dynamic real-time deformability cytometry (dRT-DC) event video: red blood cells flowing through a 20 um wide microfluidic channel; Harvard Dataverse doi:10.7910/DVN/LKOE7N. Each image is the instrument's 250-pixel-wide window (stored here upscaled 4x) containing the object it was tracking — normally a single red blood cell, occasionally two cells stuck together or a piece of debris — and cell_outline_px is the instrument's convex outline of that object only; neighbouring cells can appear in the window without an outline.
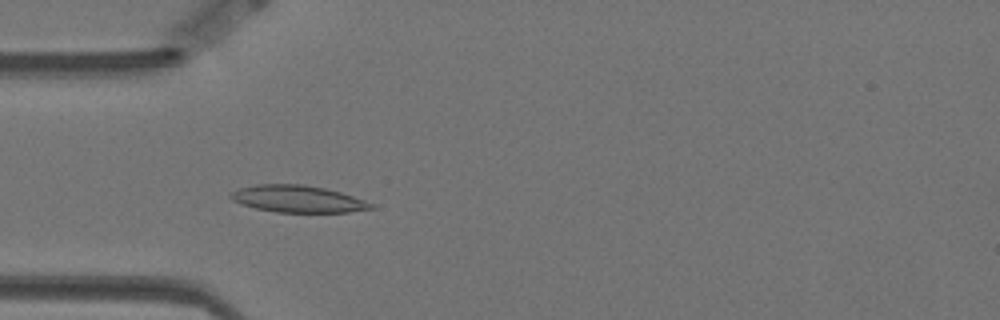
{"species": "Egyptian fruit bat (a non-hibernating species)", "species_latin": "Rousettus aegyptiacus", "temperature_condition": "warm", "stored_images_in_passage": 58, "camera_frame_rate_fps": 3000, "um_per_image_px": 0.085, "animal": {"sex": "female"}, "frame": {"image": 1, "passage_image": 17, "time_ms": 5.333, "image_size_px": [1000, 320], "cell_outline_px": [[376, 208], [348, 212], [276, 212], [256, 208], [240, 204], [232, 200], [228, 196], [232, 192], [240, 188], [256, 184], [304, 184], [324, 188], [340, 192], [376, 204]], "centroid_in_image_um": [25.32, 16.91], "position_along_channel_um": 59.7, "area_um2": 22.08}}
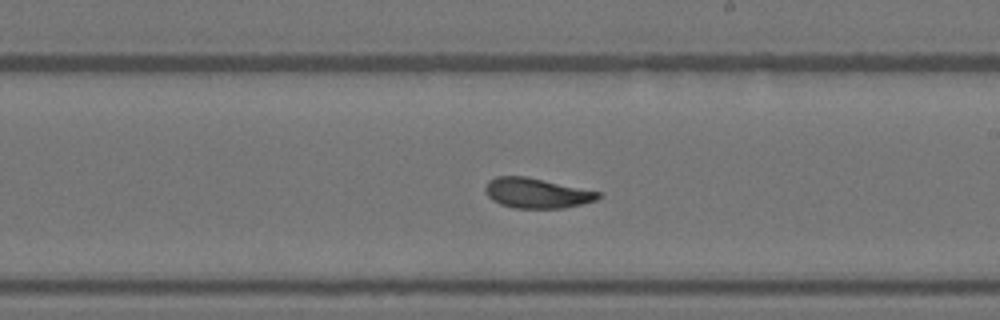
{"frame": {"image": 2, "passage_image": 33, "time_ms": 10.667, "image_size_px": [1000, 320], "cell_outline_px": [[600, 196], [596, 200], [564, 208], [516, 208], [500, 204], [492, 200], [488, 196], [484, 188], [488, 180], [496, 176], [524, 176], [600, 192]], "centroid_in_image_um": [45.57, 16.41], "position_along_channel_um": 243.4, "area_um2": 19.54}}
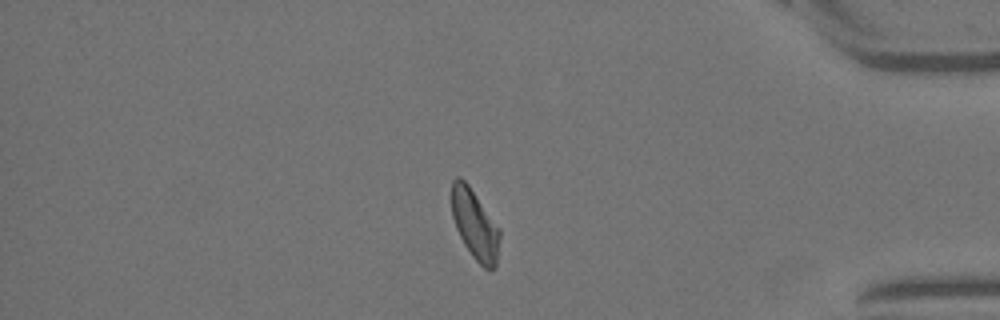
{"frame": {"image": 3, "passage_image": 49, "time_ms": 16.0, "image_size_px": [1000, 320], "cell_outline_px": [[500, 236], [496, 268], [484, 268], [472, 256], [464, 244], [456, 228], [452, 216], [452, 180], [456, 176], [460, 176], [468, 184], [500, 228]], "centroid_in_image_um": [40.37, 19.08], "position_along_channel_um": 394.8, "area_um2": 19.48}, "authors_computed_cell_mechanics": {"area_um2": 20.1144, "velocity_mm_per_s": 3.4725, "shape_relaxation_time_tau1_ms": 4.9084, "shape_relaxation_time_tau2_ms": 2.8133, "deformation_change_tau1": 0.1212, "deformation_change_tau2": 0.0719}}